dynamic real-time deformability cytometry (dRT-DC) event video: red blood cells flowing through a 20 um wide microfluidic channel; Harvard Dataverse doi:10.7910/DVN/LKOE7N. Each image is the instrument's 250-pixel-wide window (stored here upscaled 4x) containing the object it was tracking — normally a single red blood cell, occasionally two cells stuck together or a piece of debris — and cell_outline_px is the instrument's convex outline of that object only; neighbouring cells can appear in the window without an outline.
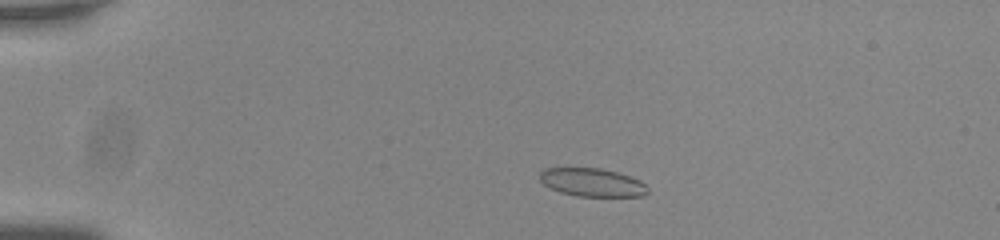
{"species": "common noctule bat (a hibernating species)", "species_latin": "Nyctalus noctula", "temperature_condition": "room temperature", "stored_images_in_passage": 13, "camera_frame_rate_fps": 3000, "um_per_image_px": 0.085, "animal": {"sex": "male", "body_mass_g": 20.0, "forearm_length_mm": 53.3}, "frame": {"image": 1, "passage_image": 8, "time_ms": 2.333, "image_size_px": [1000, 240], "cell_outline_px": [[648, 192], [644, 196], [576, 196], [560, 192], [544, 184], [540, 180], [540, 172], [544, 168], [600, 168], [616, 172], [640, 180], [648, 188]], "centroid_in_image_um": [50.33, 15.5], "position_along_channel_um": 34.7, "area_um2": 17.63}}